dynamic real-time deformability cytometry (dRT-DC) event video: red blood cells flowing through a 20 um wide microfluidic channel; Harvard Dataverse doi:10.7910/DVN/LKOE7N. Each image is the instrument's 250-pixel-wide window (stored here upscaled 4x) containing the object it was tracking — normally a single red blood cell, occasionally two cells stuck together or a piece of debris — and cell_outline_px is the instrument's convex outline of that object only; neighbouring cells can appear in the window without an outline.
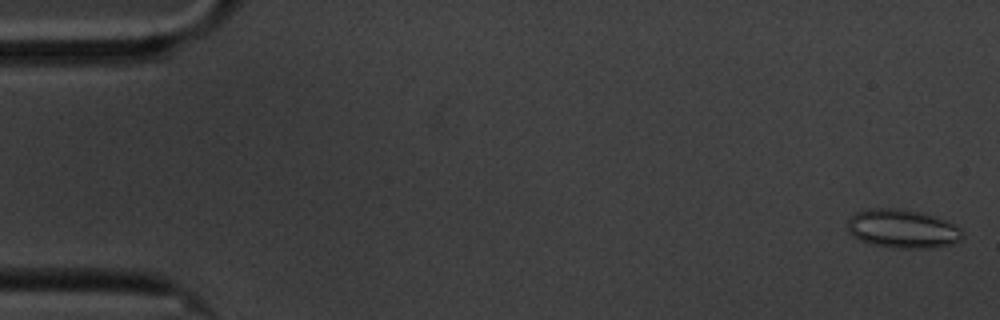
{"species": "common noctule bat (a hibernating species)", "species_latin": "Nyctalus noctula", "temperature_condition": "cold", "stored_images_in_passage": 60, "camera_frame_rate_fps": 3000, "um_per_image_px": 0.085, "animal": {"sex": "male", "body_mass_g": 20.1, "forearm_length_mm": 53.5}, "frame": {"image": 1, "passage_image": 2, "time_ms": 0.333, "image_size_px": [1000, 320], "cell_outline_px": [[964, 236], [952, 244], [928, 248], [892, 248], [872, 244], [860, 240], [848, 232], [848, 220], [856, 212], [868, 208], [896, 208], [920, 212], [944, 220], [960, 228]], "centroid_in_image_um": [76.68, 19.45], "position_along_channel_um": 8.3, "area_um2": 25.72}}
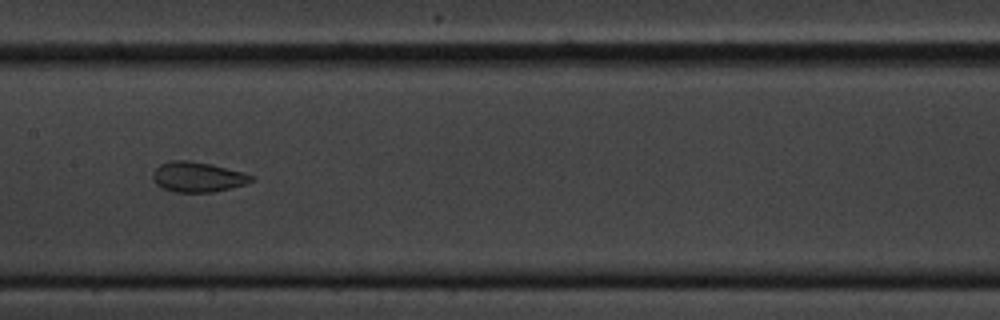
{"frame": {"image": 2, "passage_image": 30, "time_ms": 9.667, "image_size_px": [1000, 320], "cell_outline_px": [[256, 176], [252, 180], [244, 184], [212, 192], [176, 192], [160, 188], [156, 184], [152, 176], [152, 172], [160, 164], [168, 160], [188, 160], [212, 164], [244, 172]], "centroid_in_image_um": [16.77, 15.03], "position_along_channel_um": 190.6, "area_um2": 17.4}}
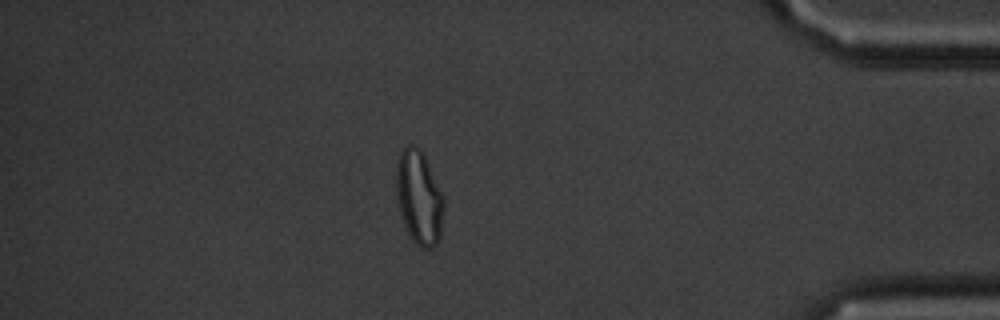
{"frame": {"image": 3, "passage_image": 52, "time_ms": 17.0, "image_size_px": [1000, 320], "cell_outline_px": [[444, 208], [440, 236], [436, 244], [432, 248], [424, 248], [416, 244], [412, 240], [408, 232], [400, 208], [396, 192], [396, 164], [400, 152], [408, 144], [412, 144], [420, 148], [424, 152], [444, 196]], "centroid_in_image_um": [35.64, 16.73], "position_along_channel_um": 399.6, "area_um2": 26.13}, "authors_computed_cell_mechanics": {"area_um2": 20.9525, "velocity_mm_per_s": 3.3655, "shape_relaxation_time_tau1_ms": 3.8012, "shape_relaxation_time_tau2_ms": 1.6368, "deformation_change_tau1": 0.1225, "deformation_change_tau2": 0.082}}